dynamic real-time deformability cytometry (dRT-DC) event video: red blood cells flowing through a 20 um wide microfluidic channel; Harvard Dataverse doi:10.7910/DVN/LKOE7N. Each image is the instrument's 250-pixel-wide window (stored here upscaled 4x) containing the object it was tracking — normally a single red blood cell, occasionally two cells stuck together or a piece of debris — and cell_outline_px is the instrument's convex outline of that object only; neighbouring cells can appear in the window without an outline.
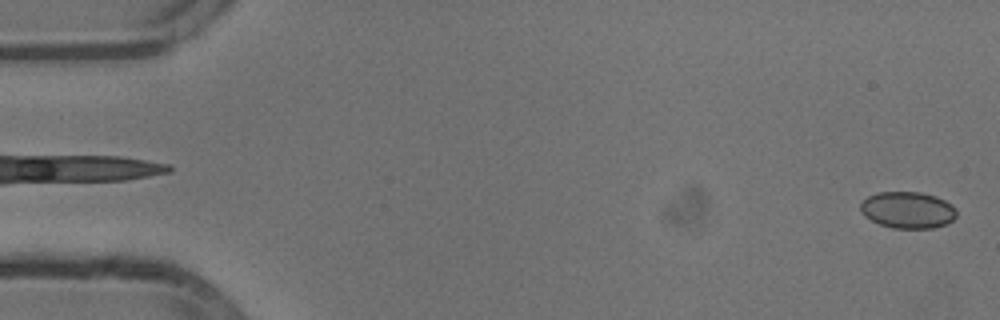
{"species": "common noctule bat (a hibernating species)", "species_latin": "Nyctalus noctula", "temperature_condition": "cold", "stored_images_in_passage": 5, "camera_frame_rate_fps": 3000, "um_per_image_px": 0.085, "animal": {"sex": "male", "body_mass_g": 13.3}, "frame": {"image": 1, "passage_image": 1, "time_ms": 0.0, "image_size_px": [1000, 320], "cell_outline_px": [[956, 216], [948, 224], [932, 228], [892, 228], [880, 224], [864, 216], [860, 212], [860, 204], [868, 196], [876, 192], [920, 192], [936, 196], [952, 204], [956, 208]], "centroid_in_image_um": [77.16, 17.85], "position_along_channel_um": 7.8, "area_um2": 20.63}}